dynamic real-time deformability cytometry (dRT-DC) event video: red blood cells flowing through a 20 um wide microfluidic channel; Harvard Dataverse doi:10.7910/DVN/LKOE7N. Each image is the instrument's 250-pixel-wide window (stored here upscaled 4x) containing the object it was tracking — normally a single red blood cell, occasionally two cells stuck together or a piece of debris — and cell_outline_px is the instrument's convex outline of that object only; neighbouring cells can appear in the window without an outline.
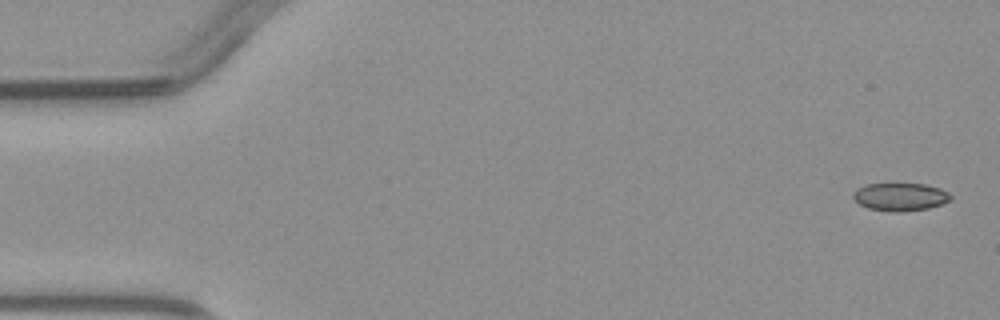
{"species": "common noctule bat (a hibernating species)", "species_latin": "Nyctalus noctula", "temperature_condition": "warm", "stored_images_in_passage": 4, "camera_frame_rate_fps": 3000, "um_per_image_px": 0.085, "animal": {"sex": "male", "body_mass_g": 23.1, "forearm_length_mm": 52.7}, "frame": {"image": 1, "passage_image": 1, "time_ms": 0.0, "image_size_px": [1000, 320], "cell_outline_px": [[952, 200], [928, 208], [900, 212], [888, 212], [868, 208], [860, 204], [852, 196], [852, 192], [856, 188], [864, 184], [924, 184], [940, 188], [948, 192], [952, 196]], "centroid_in_image_um": [76.5, 16.73], "position_along_channel_um": 8.5, "area_um2": 15.95}}
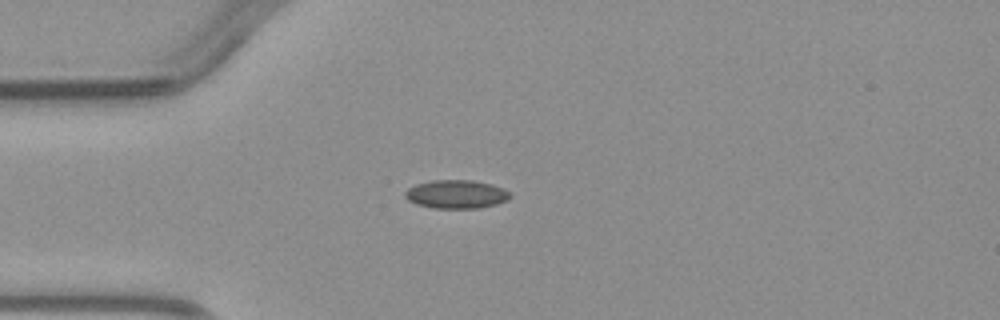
{"frame": {"image": 2, "passage_image": 4, "time_ms": 3.667, "image_size_px": [1000, 320], "cell_outline_px": [[512, 196], [508, 200], [496, 204], [480, 208], [432, 208], [416, 204], [408, 200], [404, 196], [404, 192], [408, 188], [416, 184], [432, 180], [472, 180], [492, 184], [504, 188], [512, 192]], "centroid_in_image_um": [38.81, 16.51], "position_along_channel_um": 46.2, "area_um2": 17.69}}